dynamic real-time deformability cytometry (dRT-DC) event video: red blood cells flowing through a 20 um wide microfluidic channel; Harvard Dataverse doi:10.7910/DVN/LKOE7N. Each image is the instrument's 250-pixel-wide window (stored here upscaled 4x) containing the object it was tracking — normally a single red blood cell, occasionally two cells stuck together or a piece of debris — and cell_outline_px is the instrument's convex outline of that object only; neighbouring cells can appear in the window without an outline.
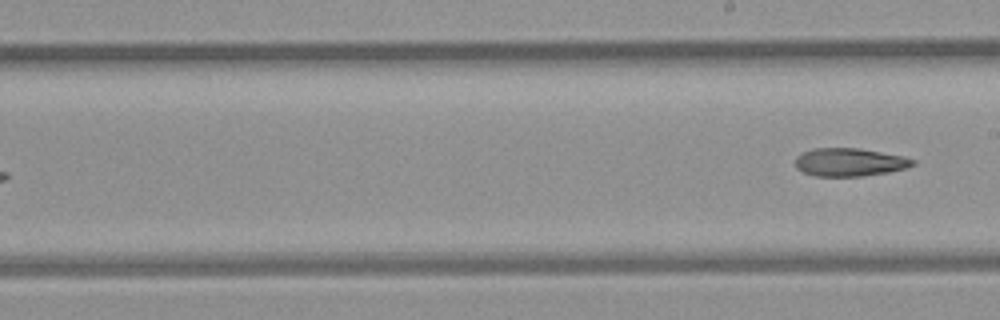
{"species": "common noctule bat (a hibernating species)", "species_latin": "Nyctalus noctula", "temperature_condition": "room temperature", "stored_images_in_passage": 8, "segment_of_instrument_passage": [2, 2], "camera_frame_rate_fps": 3000, "um_per_image_px": 0.085, "animal": {"sex": "female", "body_mass_g": 21.9}, "frame": {"image": 1, "passage_image": 8, "time_ms": 8.333, "image_size_px": [1000, 320], "cell_outline_px": [[916, 164], [904, 168], [888, 172], [860, 176], [816, 176], [804, 172], [796, 168], [796, 156], [812, 148], [860, 148], [904, 156], [916, 160]], "centroid_in_image_um": [72.22, 13.77], "position_along_channel_um": 216.8, "area_um2": 19.19}}